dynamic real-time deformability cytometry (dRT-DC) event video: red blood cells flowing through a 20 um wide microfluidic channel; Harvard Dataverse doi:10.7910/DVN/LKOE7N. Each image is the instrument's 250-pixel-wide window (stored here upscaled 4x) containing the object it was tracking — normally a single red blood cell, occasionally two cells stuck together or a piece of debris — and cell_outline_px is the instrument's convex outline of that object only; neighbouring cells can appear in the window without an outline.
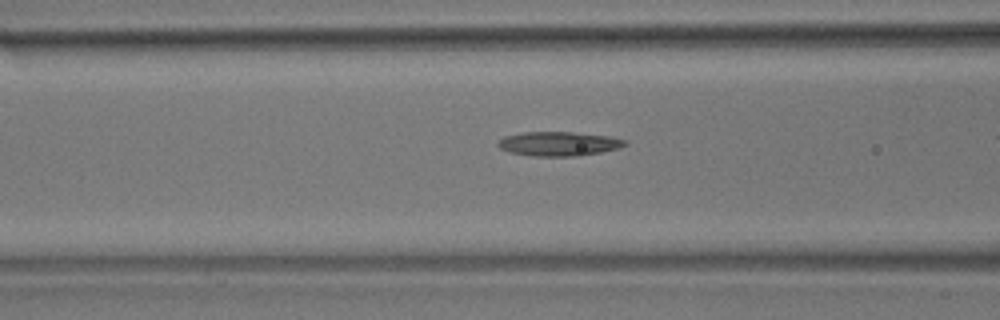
{"species": "common noctule bat (a hibernating species)", "species_latin": "Nyctalus noctula", "temperature_condition": "room temperature", "stored_images_in_passage": 32, "camera_frame_rate_fps": 3000, "um_per_image_px": 0.085, "animal": {"sex": "male", "body_mass_g": 17.9}, "frame": {"image": 1, "passage_image": 10, "time_ms": 3.0, "image_size_px": [1000, 320], "cell_outline_px": [[628, 144], [620, 148], [600, 152], [576, 156], [532, 156], [508, 152], [500, 148], [496, 144], [504, 136], [524, 132], [572, 132], [608, 136], [628, 140]], "centroid_in_image_um": [47.5, 12.22], "position_along_channel_um": 119.1, "area_um2": 17.98}}
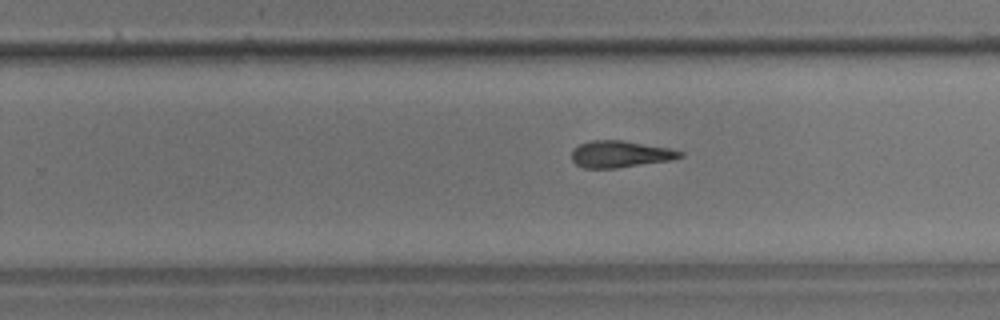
{"frame": {"image": 2, "passage_image": 23, "time_ms": 7.333, "image_size_px": [1000, 320], "cell_outline_px": [[684, 156], [672, 160], [616, 168], [584, 168], [576, 164], [572, 160], [572, 152], [580, 144], [592, 140], [620, 140], [668, 148], [684, 152]], "centroid_in_image_um": [52.73, 13.11], "position_along_channel_um": 277.1, "area_um2": 16.7}}